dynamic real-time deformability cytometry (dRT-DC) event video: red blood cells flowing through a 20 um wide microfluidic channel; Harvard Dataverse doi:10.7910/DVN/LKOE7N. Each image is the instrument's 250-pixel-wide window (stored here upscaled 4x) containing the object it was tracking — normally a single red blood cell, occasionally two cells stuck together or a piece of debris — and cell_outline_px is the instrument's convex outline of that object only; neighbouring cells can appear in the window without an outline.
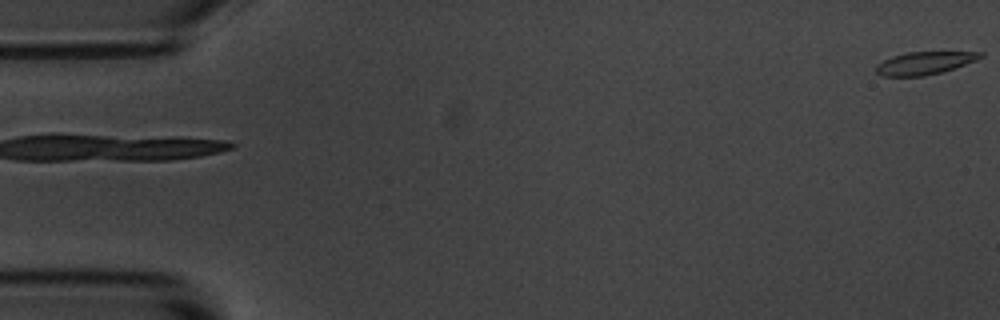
{"species": "common noctule bat (a hibernating species)", "species_latin": "Nyctalus noctula", "temperature_condition": "room temperature", "stored_images_in_passage": 5, "segment_of_instrument_passage": [2, 2], "camera_frame_rate_fps": 3000, "um_per_image_px": 0.085, "animal": {"sex": "male", "body_mass_g": 20.1, "forearm_length_mm": 53.5}, "frame": {"image": 1, "passage_image": 5, "time_ms": 5.333, "image_size_px": [1000, 320], "cell_outline_px": [[984, 56], [976, 60], [940, 72], [924, 76], [884, 76], [876, 72], [876, 64], [892, 56], [908, 52], [984, 52]], "centroid_in_image_um": [78.56, 5.35], "position_along_channel_um": 6.4, "area_um2": 13.58}}